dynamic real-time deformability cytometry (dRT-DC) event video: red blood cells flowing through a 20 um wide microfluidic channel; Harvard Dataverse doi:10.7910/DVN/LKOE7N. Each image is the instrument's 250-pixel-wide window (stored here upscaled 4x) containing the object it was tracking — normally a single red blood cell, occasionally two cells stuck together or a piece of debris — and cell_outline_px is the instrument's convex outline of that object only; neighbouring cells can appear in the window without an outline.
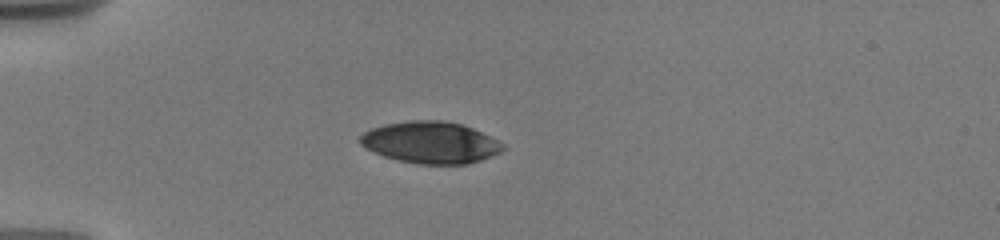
{"species": "human", "species_latin": "Homo sapiens", "temperature_condition": "warm", "stored_images_in_passage": 3, "camera_frame_rate_fps": 3000, "um_per_image_px": 0.085, "donor": {"sex": "male"}, "frame": {"image": 1, "passage_image": 1, "time_ms": 0.0, "image_size_px": [1000, 240], "cell_outline_px": [[504, 148], [500, 152], [492, 156], [468, 164], [420, 164], [400, 160], [384, 156], [360, 144], [360, 136], [364, 132], [372, 128], [384, 124], [412, 120], [444, 120], [460, 124], [472, 128], [504, 144]], "centroid_in_image_um": [36.6, 12.11], "position_along_channel_um": 48.4, "area_um2": 34.33}}
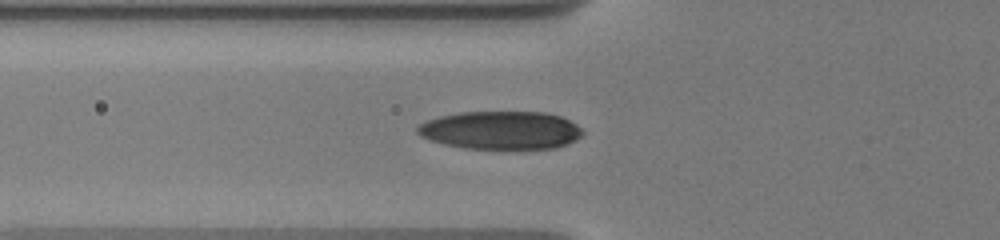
{"frame": {"image": 2, "passage_image": 3, "time_ms": 1.667, "image_size_px": [1000, 240], "cell_outline_px": [[584, 132], [576, 140], [556, 148], [464, 148], [444, 144], [420, 136], [416, 132], [416, 128], [420, 124], [428, 120], [440, 116], [460, 112], [544, 112], [560, 116], [576, 124]], "centroid_in_image_um": [42.56, 11.06], "position_along_channel_um": 83.2, "area_um2": 36.47}}